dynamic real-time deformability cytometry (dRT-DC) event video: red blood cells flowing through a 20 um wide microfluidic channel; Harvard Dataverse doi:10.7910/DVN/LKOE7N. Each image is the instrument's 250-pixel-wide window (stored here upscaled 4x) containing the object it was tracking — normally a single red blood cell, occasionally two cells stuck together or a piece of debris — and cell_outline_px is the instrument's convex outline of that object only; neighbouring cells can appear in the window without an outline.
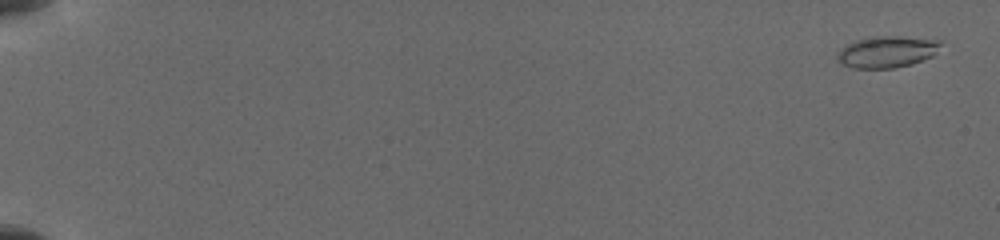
{"species": "common noctule bat (a hibernating species)", "species_latin": "Nyctalus noctula", "temperature_condition": "cold", "stored_images_in_passage": 8, "camera_frame_rate_fps": 3000, "um_per_image_px": 0.085, "animal": {"sex": "female", "body_mass_g": 19.5, "forearm_length_mm": 54.1}, "frame": {"image": 1, "passage_image": 1, "time_ms": 0.0, "image_size_px": [1000, 240], "cell_outline_px": [[944, 40], [936, 52], [932, 56], [912, 64], [892, 68], [852, 68], [844, 64], [836, 56], [836, 52], [848, 44], [856, 40], [884, 36], [896, 36]], "centroid_in_image_um": [75.43, 4.4], "position_along_channel_um": 9.6, "area_um2": 18.79}}